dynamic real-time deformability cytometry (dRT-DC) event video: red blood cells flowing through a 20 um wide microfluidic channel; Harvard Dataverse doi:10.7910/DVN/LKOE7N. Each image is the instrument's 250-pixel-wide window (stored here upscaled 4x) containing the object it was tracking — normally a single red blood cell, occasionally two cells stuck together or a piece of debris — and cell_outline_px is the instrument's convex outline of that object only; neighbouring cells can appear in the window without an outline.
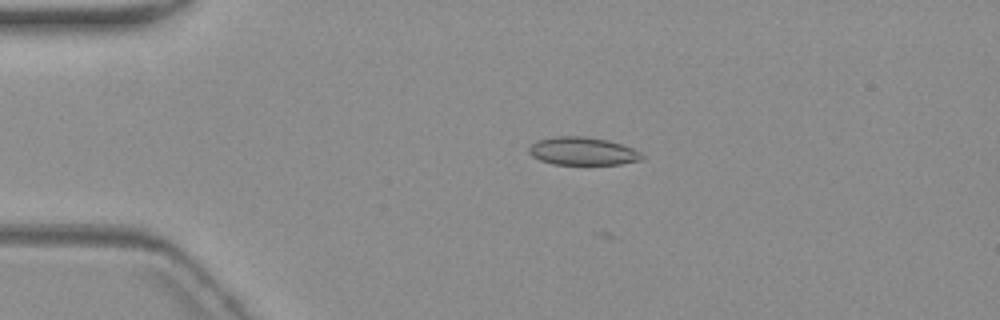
{"species": "common noctule bat (a hibernating species)", "species_latin": "Nyctalus noctula", "temperature_condition": "warm", "stored_images_in_passage": 6, "camera_frame_rate_fps": 3000, "um_per_image_px": 0.085, "animal": {"sex": "female", "body_mass_g": 19.3, "forearm_length_mm": 54.1}, "frame": {"image": 1, "passage_image": 4, "time_ms": 3.667, "image_size_px": [1000, 320], "cell_outline_px": [[644, 160], [620, 164], [552, 164], [540, 160], [532, 156], [528, 152], [528, 148], [536, 140], [556, 136], [584, 136], [608, 140], [632, 148], [640, 152], [644, 156]], "centroid_in_image_um": [49.52, 12.85], "position_along_channel_um": 35.5, "area_um2": 18.5}}
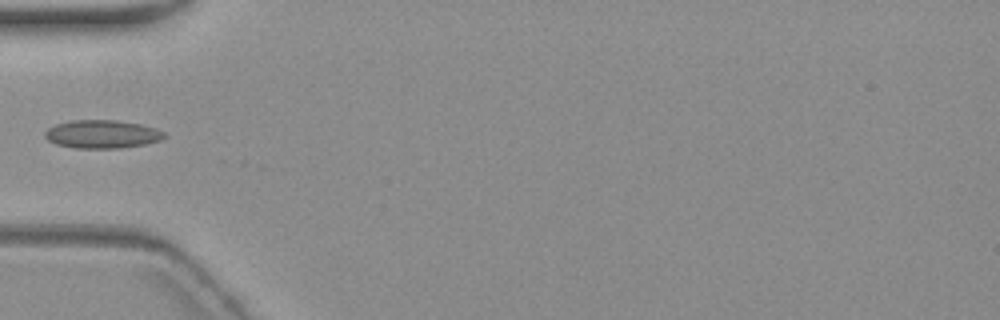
{"frame": {"image": 2, "passage_image": 6, "time_ms": 6.0, "image_size_px": [1000, 320], "cell_outline_px": [[168, 136], [160, 140], [144, 144], [120, 148], [76, 148], [56, 144], [48, 140], [44, 136], [44, 132], [48, 128], [56, 124], [72, 120], [116, 120], [140, 124], [156, 128], [164, 132]], "centroid_in_image_um": [8.68, 11.4], "position_along_channel_um": 76.3, "area_um2": 19.65}}